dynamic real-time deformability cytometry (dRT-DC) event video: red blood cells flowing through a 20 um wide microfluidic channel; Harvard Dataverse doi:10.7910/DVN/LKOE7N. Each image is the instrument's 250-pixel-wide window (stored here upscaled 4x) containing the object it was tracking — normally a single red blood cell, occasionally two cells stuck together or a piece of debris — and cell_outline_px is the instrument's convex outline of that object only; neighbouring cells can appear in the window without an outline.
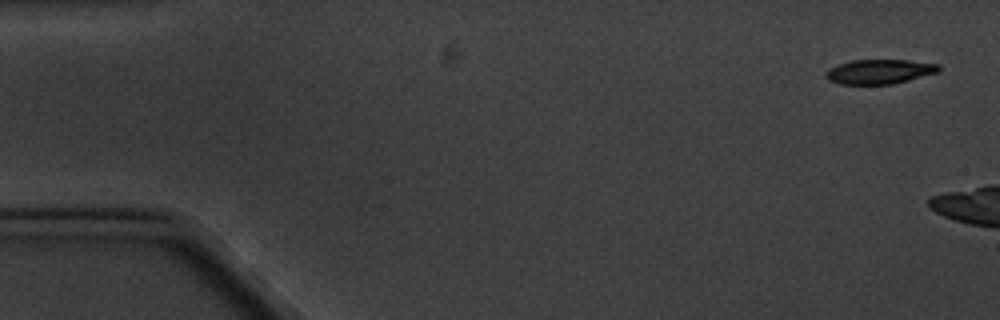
{"species": "common noctule bat (a hibernating species)", "species_latin": "Nyctalus noctula", "temperature_condition": "cold", "stored_images_in_passage": 5, "camera_frame_rate_fps": 3000, "um_per_image_px": 0.085, "animal": {"sex": "male", "body_mass_g": 20.1, "forearm_length_mm": 53.5}, "frame": {"image": 1, "passage_image": 1, "time_ms": 0.0, "image_size_px": [1000, 320], "cell_outline_px": [[940, 72], [892, 84], [840, 84], [828, 80], [824, 76], [824, 72], [828, 68], [852, 60], [908, 60], [940, 64]], "centroid_in_image_um": [74.75, 6.09], "position_along_channel_um": 10.3, "area_um2": 16.24}}